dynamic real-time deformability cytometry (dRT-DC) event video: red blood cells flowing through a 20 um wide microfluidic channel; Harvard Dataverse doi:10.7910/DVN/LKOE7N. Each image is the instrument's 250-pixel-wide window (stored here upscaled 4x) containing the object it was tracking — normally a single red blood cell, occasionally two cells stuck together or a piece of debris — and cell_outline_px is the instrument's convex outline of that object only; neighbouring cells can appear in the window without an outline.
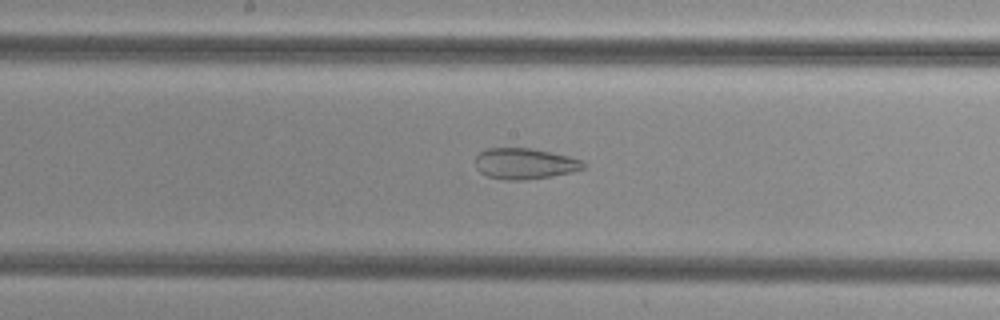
{"species": "common noctule bat (a hibernating species)", "species_latin": "Nyctalus noctula", "temperature_condition": "cold", "stored_images_in_passage": 50, "camera_frame_rate_fps": 3000, "um_per_image_px": 0.085, "animal": {"sex": "female", "body_mass_g": 29.2, "forearm_length_mm": 56.3}, "frame": {"image": 1, "passage_image": 26, "time_ms": 8.333, "image_size_px": [1000, 320], "cell_outline_px": [[584, 168], [552, 176], [524, 180], [504, 180], [488, 176], [480, 172], [476, 168], [476, 156], [480, 152], [488, 148], [532, 148], [568, 156], [584, 160]], "centroid_in_image_um": [44.58, 13.9], "position_along_channel_um": 203.6, "area_um2": 19.36}}
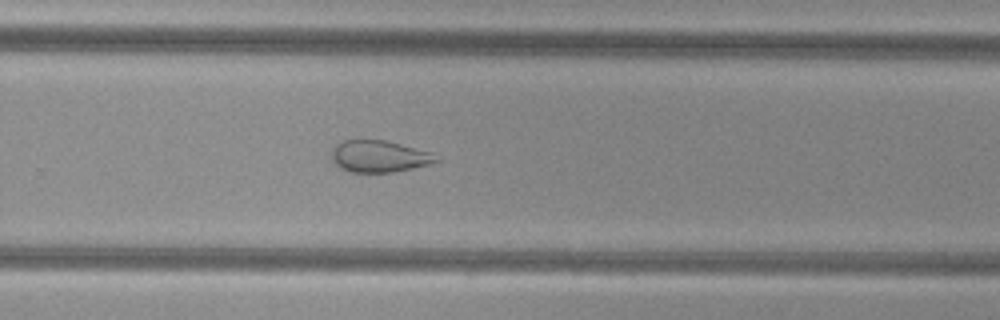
{"frame": {"image": 2, "passage_image": 33, "time_ms": 10.667, "image_size_px": [1000, 320], "cell_outline_px": [[440, 160], [432, 164], [392, 172], [352, 172], [340, 168], [332, 160], [332, 148], [336, 144], [344, 140], [384, 140], [432, 152], [440, 156]], "centroid_in_image_um": [32.26, 13.29], "position_along_channel_um": 297.5, "area_um2": 19.42}}
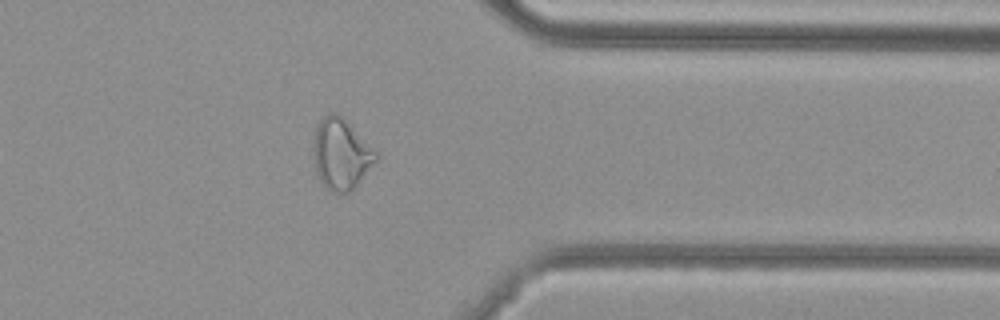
{"frame": {"image": 3, "passage_image": 40, "time_ms": 13.0, "image_size_px": [1000, 320], "cell_outline_px": [[380, 156], [356, 184], [348, 192], [332, 192], [324, 188], [316, 176], [312, 156], [312, 140], [316, 124], [324, 116], [332, 112], [340, 116]], "centroid_in_image_um": [28.9, 13.12], "position_along_channel_um": 382.5, "area_um2": 25.61}}